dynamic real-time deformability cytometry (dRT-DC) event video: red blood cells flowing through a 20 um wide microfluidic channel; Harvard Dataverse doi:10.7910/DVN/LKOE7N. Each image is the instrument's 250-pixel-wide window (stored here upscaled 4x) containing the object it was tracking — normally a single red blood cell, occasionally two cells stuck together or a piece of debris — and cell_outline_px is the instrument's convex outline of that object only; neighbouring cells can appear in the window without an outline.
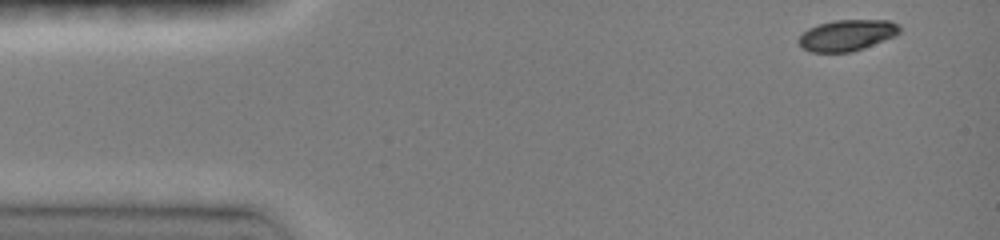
{"species": "common noctule bat (a hibernating species)", "species_latin": "Nyctalus noctula", "temperature_condition": "room temperature", "stored_images_in_passage": 12, "camera_frame_rate_fps": 3000, "um_per_image_px": 0.085, "animal": {"sex": "female", "body_mass_g": 19.0, "forearm_length_mm": 51.5}, "frame": {"image": 1, "passage_image": 1, "time_ms": 0.0, "image_size_px": [1000, 240], "cell_outline_px": [[900, 32], [896, 36], [864, 48], [852, 52], [812, 52], [804, 48], [796, 40], [808, 28], [820, 24], [836, 20], [888, 20], [900, 24]], "centroid_in_image_um": [72.03, 2.99], "position_along_channel_um": 13.0, "area_um2": 18.32}}
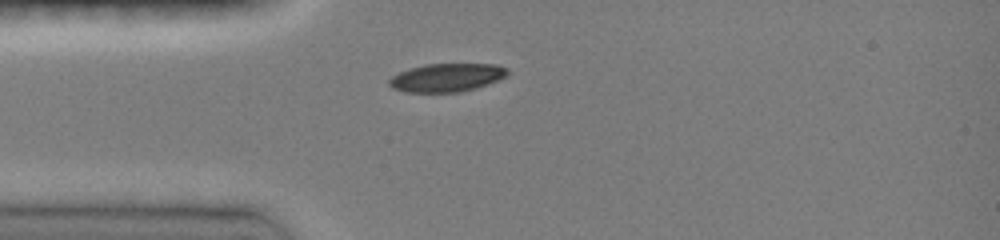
{"frame": {"image": 2, "passage_image": 7, "time_ms": 3.0, "image_size_px": [1000, 240], "cell_outline_px": [[508, 76], [488, 84], [460, 92], [404, 92], [392, 88], [388, 84], [388, 80], [392, 76], [400, 72], [424, 64], [496, 64], [508, 68]], "centroid_in_image_um": [37.98, 6.59], "position_along_channel_um": 47.0, "area_um2": 19.54}}